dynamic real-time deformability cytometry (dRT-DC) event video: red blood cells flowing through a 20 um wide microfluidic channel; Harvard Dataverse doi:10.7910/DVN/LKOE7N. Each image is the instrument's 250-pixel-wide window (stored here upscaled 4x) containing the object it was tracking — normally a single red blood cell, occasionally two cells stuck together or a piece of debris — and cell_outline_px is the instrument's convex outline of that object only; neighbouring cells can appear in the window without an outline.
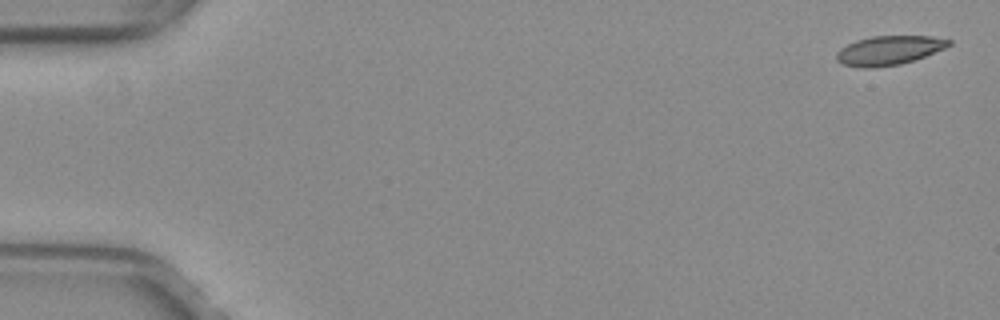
{"species": "common noctule bat (a hibernating species)", "species_latin": "Nyctalus noctula", "temperature_condition": "warm", "stored_images_in_passage": 53, "camera_frame_rate_fps": 3000, "um_per_image_px": 0.085, "animal": {"sex": "female", "body_mass_g": 29.2, "forearm_length_mm": 56.3}, "frame": {"image": 1, "passage_image": 1, "time_ms": 0.0, "image_size_px": [1000, 320], "cell_outline_px": [[952, 44], [944, 48], [924, 56], [900, 64], [868, 68], [844, 64], [836, 60], [836, 52], [840, 48], [856, 40], [872, 36], [932, 36], [952, 40]], "centroid_in_image_um": [75.56, 4.26], "position_along_channel_um": 9.4, "area_um2": 18.84}}
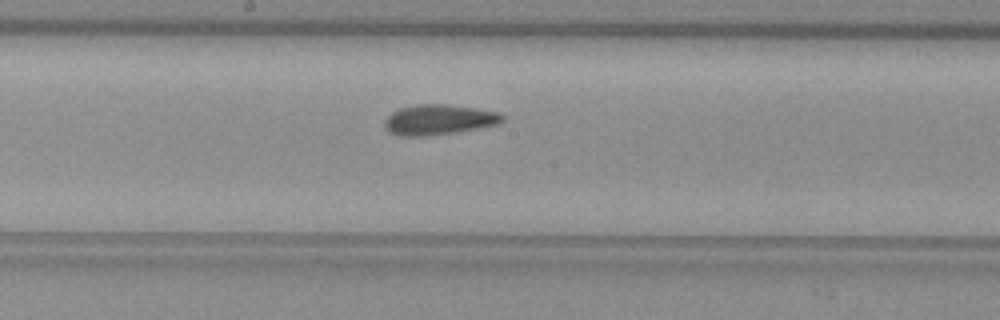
{"frame": {"image": 2, "passage_image": 28, "time_ms": 9.0, "image_size_px": [1000, 320], "cell_outline_px": [[504, 120], [496, 124], [456, 132], [428, 136], [400, 136], [388, 132], [384, 128], [384, 120], [392, 112], [400, 108], [416, 104], [452, 104], [476, 108], [496, 112], [504, 116]], "centroid_in_image_um": [37.24, 10.17], "position_along_channel_um": 211.0, "area_um2": 20.81}}
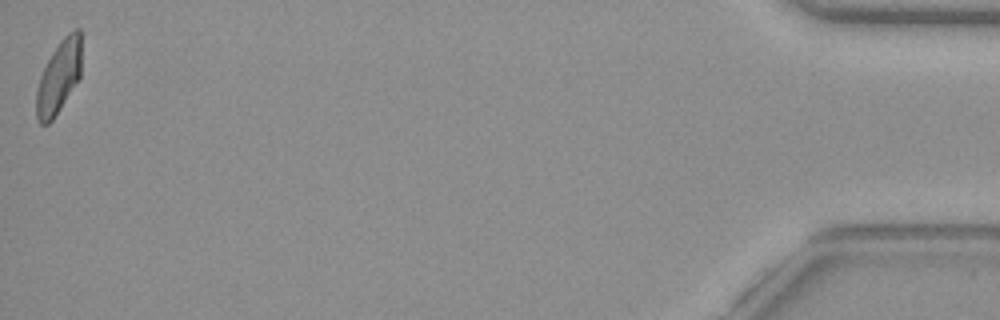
{"frame": {"image": 3, "passage_image": 52, "time_ms": 17.0, "image_size_px": [1000, 320], "cell_outline_px": [[80, 76], [60, 108], [52, 120], [48, 124], [40, 124], [36, 116], [36, 92], [40, 76], [52, 52], [60, 40], [68, 32], [76, 28], [80, 28]], "centroid_in_image_um": [4.98, 6.53], "position_along_channel_um": 430.2, "area_um2": 18.79}}